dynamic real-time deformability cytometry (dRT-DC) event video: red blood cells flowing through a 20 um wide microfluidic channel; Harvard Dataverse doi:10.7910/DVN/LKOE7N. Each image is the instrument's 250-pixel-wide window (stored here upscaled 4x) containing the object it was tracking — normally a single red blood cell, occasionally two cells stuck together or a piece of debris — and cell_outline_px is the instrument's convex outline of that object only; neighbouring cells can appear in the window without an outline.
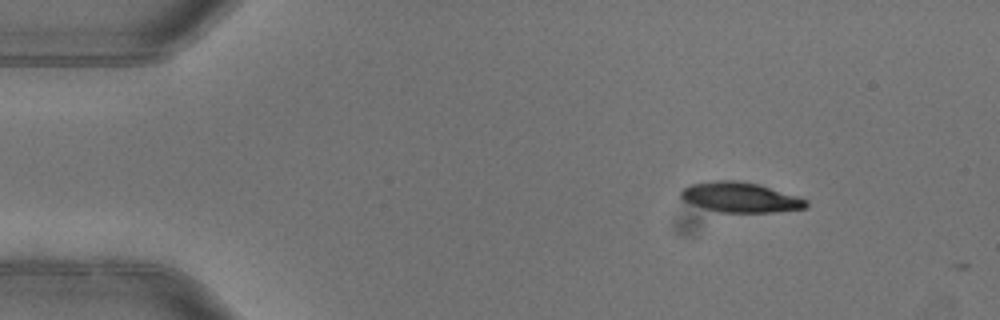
{"species": "common noctule bat (a hibernating species)", "species_latin": "Nyctalus noctula", "temperature_condition": "warm", "stored_images_in_passage": 2, "camera_frame_rate_fps": 3000, "um_per_image_px": 0.085, "animal": {"sex": "female"}, "frame": {"image": 1, "passage_image": 1, "time_ms": 0.0, "image_size_px": [1000, 320], "cell_outline_px": [[808, 208], [776, 212], [716, 212], [704, 208], [684, 200], [680, 196], [680, 192], [684, 188], [692, 184], [716, 180], [736, 180], [760, 184], [808, 200]], "centroid_in_image_um": [62.96, 16.77], "position_along_channel_um": 22.0, "area_um2": 21.91}}